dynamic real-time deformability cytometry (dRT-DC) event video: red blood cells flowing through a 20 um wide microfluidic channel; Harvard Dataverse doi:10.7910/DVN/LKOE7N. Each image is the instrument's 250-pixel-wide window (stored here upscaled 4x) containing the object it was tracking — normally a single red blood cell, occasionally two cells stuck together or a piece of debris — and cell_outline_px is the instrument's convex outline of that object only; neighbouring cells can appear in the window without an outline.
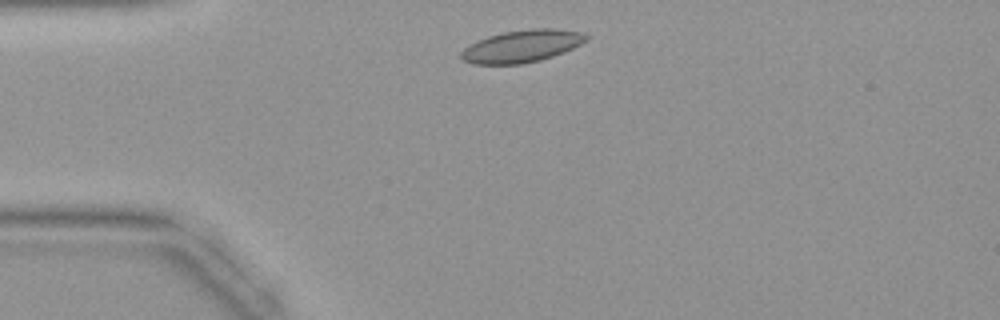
{"species": "common noctule bat (a hibernating species)", "species_latin": "Nyctalus noctula", "temperature_condition": "warm", "stored_images_in_passage": 36, "camera_frame_rate_fps": 3000, "um_per_image_px": 0.085, "animal": {"sex": "female", "body_mass_g": 19.9}, "frame": {"image": 1, "passage_image": 3, "time_ms": 0.667, "image_size_px": [1000, 320], "cell_outline_px": [[588, 40], [564, 52], [540, 60], [524, 64], [472, 64], [464, 60], [460, 56], [460, 52], [464, 48], [476, 40], [488, 36], [504, 32], [532, 28], [556, 28], [580, 32], [588, 36]], "centroid_in_image_um": [44.34, 3.92], "position_along_channel_um": 40.7, "area_um2": 23.58}}
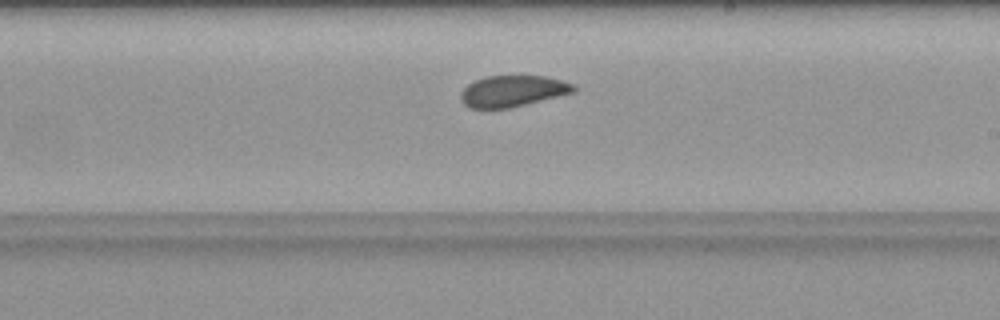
{"frame": {"image": 2, "passage_image": 18, "time_ms": 5.667, "image_size_px": [1000, 320], "cell_outline_px": [[576, 92], [508, 108], [468, 108], [460, 100], [460, 92], [468, 84], [484, 76], [544, 76], [560, 80], [572, 84], [576, 88]], "centroid_in_image_um": [43.54, 7.74], "position_along_channel_um": 245.5, "area_um2": 20.46}}
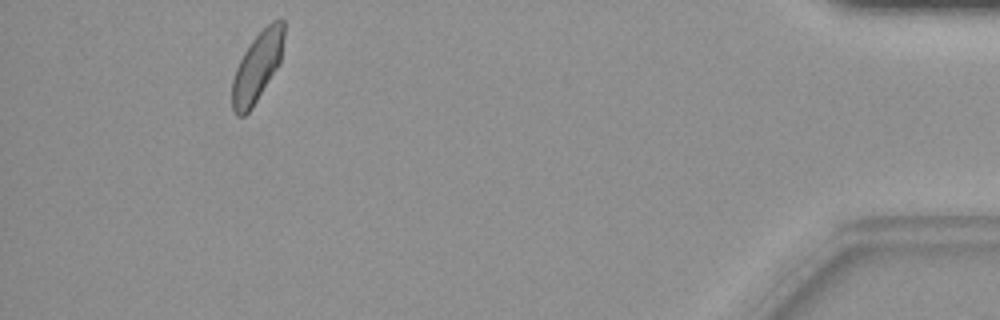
{"frame": {"image": 3, "passage_image": 33, "time_ms": 10.667, "image_size_px": [1000, 320], "cell_outline_px": [[284, 40], [280, 60], [276, 68], [252, 108], [244, 116], [236, 116], [232, 108], [232, 80], [236, 68], [244, 52], [252, 40], [272, 20], [284, 20]], "centroid_in_image_um": [21.85, 5.69], "position_along_channel_um": 413.4, "area_um2": 20.63}}